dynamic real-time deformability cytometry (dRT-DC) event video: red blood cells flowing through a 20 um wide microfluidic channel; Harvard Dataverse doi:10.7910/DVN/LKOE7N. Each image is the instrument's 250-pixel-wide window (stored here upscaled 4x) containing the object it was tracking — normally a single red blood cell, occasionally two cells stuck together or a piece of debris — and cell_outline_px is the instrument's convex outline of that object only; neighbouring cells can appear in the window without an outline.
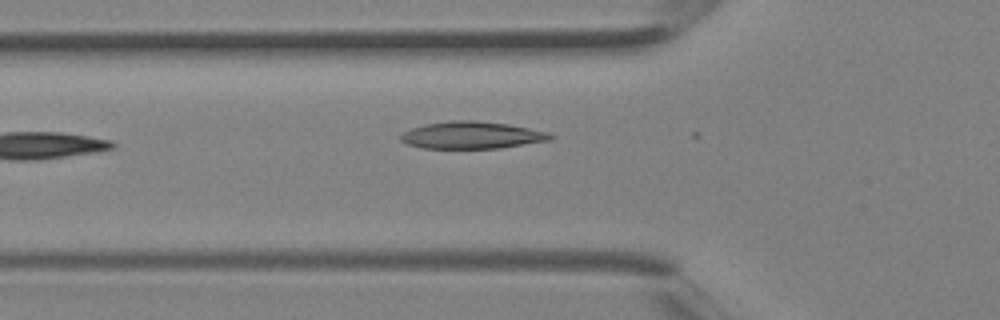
{"species": "Egyptian fruit bat (a non-hibernating species)", "species_latin": "Rousettus aegyptiacus", "temperature_condition": "room temperature", "stored_images_in_passage": 6, "segment_of_instrument_passage": [1, 2], "camera_frame_rate_fps": 3000, "um_per_image_px": 0.085, "animal": {"sex": "female"}, "frame": {"image": 1, "passage_image": 5, "time_ms": 1.333, "image_size_px": [1000, 320], "cell_outline_px": [[556, 136], [552, 140], [500, 148], [424, 148], [408, 144], [400, 140], [400, 136], [404, 132], [412, 128], [424, 124], [448, 120], [476, 120], [508, 124], [548, 132]], "centroid_in_image_um": [40.13, 11.48], "position_along_channel_um": 85.7, "area_um2": 23.76}}